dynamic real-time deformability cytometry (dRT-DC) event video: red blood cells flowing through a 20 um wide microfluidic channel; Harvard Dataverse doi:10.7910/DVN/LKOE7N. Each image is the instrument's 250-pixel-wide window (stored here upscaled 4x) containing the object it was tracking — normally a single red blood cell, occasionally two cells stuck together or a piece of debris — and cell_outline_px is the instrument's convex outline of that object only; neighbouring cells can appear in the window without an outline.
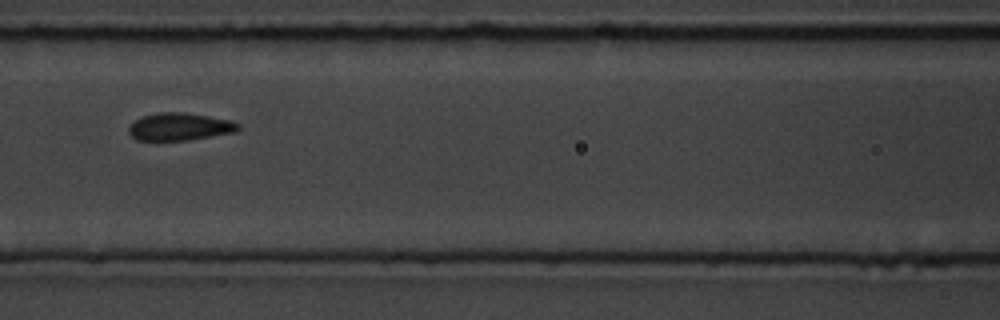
{"species": "common noctule bat (a hibernating species)", "species_latin": "Nyctalus noctula", "temperature_condition": "room temperature", "stored_images_in_passage": 15, "camera_frame_rate_fps": 3000, "um_per_image_px": 0.085, "animal": {"sex": "male", "body_mass_g": 19.5, "forearm_length_mm": 54.6}, "frame": {"image": 1, "passage_image": 7, "time_ms": 8.667, "image_size_px": [1000, 320], "cell_outline_px": [[240, 128], [236, 132], [188, 140], [136, 140], [128, 132], [128, 128], [136, 120], [144, 116], [160, 112], [184, 112], [232, 120], [240, 124]], "centroid_in_image_um": [15.31, 10.77], "position_along_channel_um": 151.3, "area_um2": 17.51}}
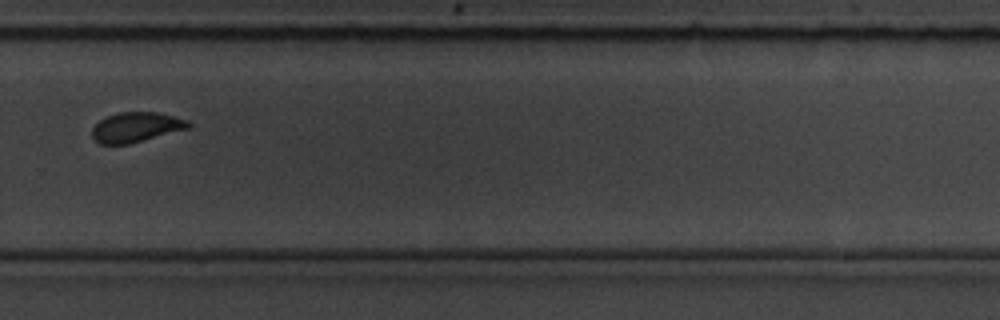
{"frame": {"image": 2, "passage_image": 11, "time_ms": 13.333, "image_size_px": [1000, 320], "cell_outline_px": [[192, 124], [188, 128], [128, 144], [100, 144], [92, 136], [92, 128], [100, 120], [108, 116], [120, 112], [156, 112], [188, 120]], "centroid_in_image_um": [11.55, 10.81], "position_along_channel_um": 318.2, "area_um2": 16.47}}
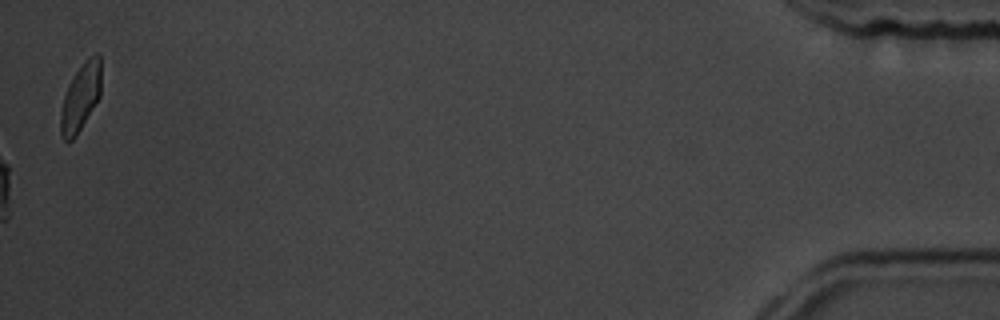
{"frame": {"image": 3, "passage_image": 15, "time_ms": 19.0, "image_size_px": [1000, 320], "cell_outline_px": [[100, 96], [76, 136], [72, 140], [64, 140], [60, 132], [60, 112], [64, 96], [68, 84], [72, 76], [88, 56], [96, 52], [100, 52]], "centroid_in_image_um": [6.84, 8.23], "position_along_channel_um": 428.4, "area_um2": 15.95}}